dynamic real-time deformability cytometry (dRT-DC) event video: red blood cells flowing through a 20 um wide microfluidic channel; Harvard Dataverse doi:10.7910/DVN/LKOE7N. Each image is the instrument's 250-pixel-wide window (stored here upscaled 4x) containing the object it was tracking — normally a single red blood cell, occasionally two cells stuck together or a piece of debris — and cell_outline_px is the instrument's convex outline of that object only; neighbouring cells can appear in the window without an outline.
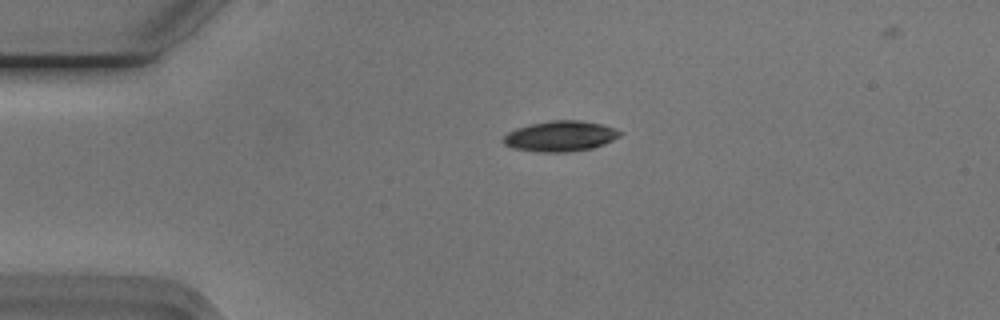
{"species": "Egyptian fruit bat (a non-hibernating species)", "species_latin": "Rousettus aegyptiacus", "temperature_condition": "cold", "stored_images_in_passage": 43, "camera_frame_rate_fps": 3000, "um_per_image_px": 0.085, "animal": {"sex": "male"}, "frame": {"image": 1, "passage_image": 1, "time_ms": 0.0, "image_size_px": [1000, 320], "cell_outline_px": [[624, 132], [620, 136], [604, 144], [592, 148], [564, 152], [540, 152], [512, 148], [504, 144], [500, 140], [508, 132], [516, 128], [532, 124], [552, 120], [580, 120], [600, 124]], "centroid_in_image_um": [47.6, 11.58], "position_along_channel_um": 37.4, "area_um2": 20.63}}
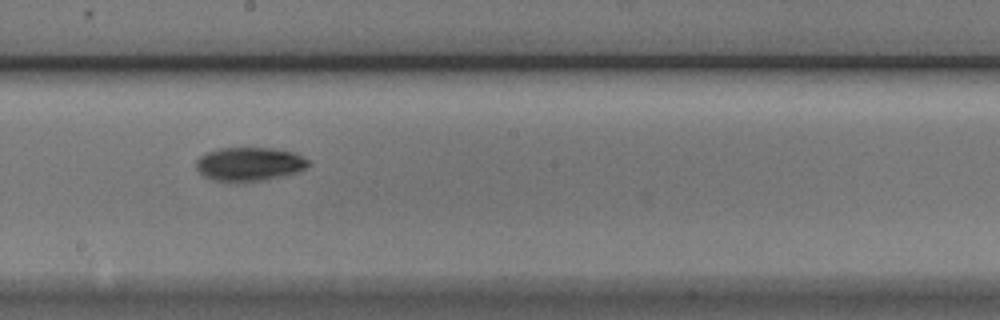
{"frame": {"image": 2, "passage_image": 19, "time_ms": 6.0, "image_size_px": [1000, 320], "cell_outline_px": [[308, 164], [304, 168], [296, 172], [284, 176], [264, 180], [240, 184], [212, 180], [204, 176], [196, 168], [196, 160], [200, 156], [208, 152], [220, 148], [272, 148], [296, 152], [308, 160]], "centroid_in_image_um": [21.17, 13.97], "position_along_channel_um": 227.0, "area_um2": 22.43}}
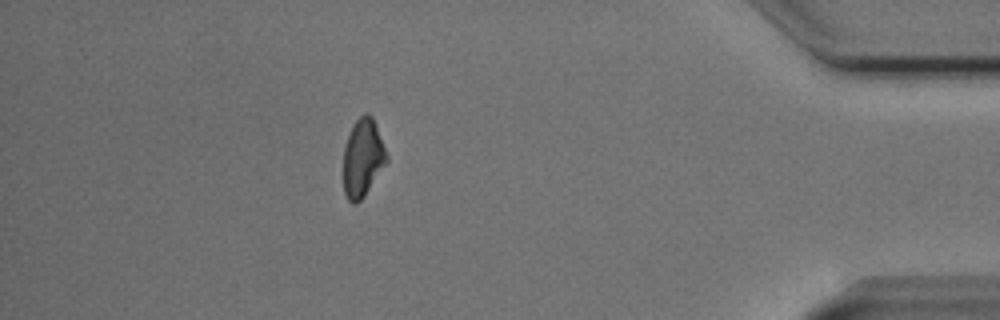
{"frame": {"image": 3, "passage_image": 37, "time_ms": 12.0, "image_size_px": [1000, 320], "cell_outline_px": [[388, 160], [364, 196], [356, 204], [352, 204], [348, 200], [344, 192], [344, 148], [348, 136], [356, 120], [364, 112], [368, 112], [372, 116], [388, 156]], "centroid_in_image_um": [30.83, 13.42], "position_along_channel_um": 404.4, "area_um2": 19.36}}